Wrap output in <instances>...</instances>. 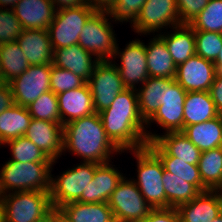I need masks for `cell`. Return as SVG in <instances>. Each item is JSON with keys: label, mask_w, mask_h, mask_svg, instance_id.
Segmentation results:
<instances>
[{"label": "cell", "mask_w": 222, "mask_h": 222, "mask_svg": "<svg viewBox=\"0 0 222 222\" xmlns=\"http://www.w3.org/2000/svg\"><path fill=\"white\" fill-rule=\"evenodd\" d=\"M99 115L107 137L121 152L147 146L148 131L139 112L136 89L126 88Z\"/></svg>", "instance_id": "obj_1"}, {"label": "cell", "mask_w": 222, "mask_h": 222, "mask_svg": "<svg viewBox=\"0 0 222 222\" xmlns=\"http://www.w3.org/2000/svg\"><path fill=\"white\" fill-rule=\"evenodd\" d=\"M63 150L68 149L83 162L108 163L110 154L121 152L107 137L99 113L68 122L63 126Z\"/></svg>", "instance_id": "obj_2"}, {"label": "cell", "mask_w": 222, "mask_h": 222, "mask_svg": "<svg viewBox=\"0 0 222 222\" xmlns=\"http://www.w3.org/2000/svg\"><path fill=\"white\" fill-rule=\"evenodd\" d=\"M55 162H16L8 160L0 171L4 194L21 191H50L52 165ZM10 192H9V191ZM14 190V191H13Z\"/></svg>", "instance_id": "obj_3"}, {"label": "cell", "mask_w": 222, "mask_h": 222, "mask_svg": "<svg viewBox=\"0 0 222 222\" xmlns=\"http://www.w3.org/2000/svg\"><path fill=\"white\" fill-rule=\"evenodd\" d=\"M0 209L4 222H45L53 206L49 192L21 191L4 194Z\"/></svg>", "instance_id": "obj_4"}, {"label": "cell", "mask_w": 222, "mask_h": 222, "mask_svg": "<svg viewBox=\"0 0 222 222\" xmlns=\"http://www.w3.org/2000/svg\"><path fill=\"white\" fill-rule=\"evenodd\" d=\"M137 160V180L133 182L139 188L144 199L152 208H166V194L162 182L164 168L160 159L146 146L131 150Z\"/></svg>", "instance_id": "obj_5"}, {"label": "cell", "mask_w": 222, "mask_h": 222, "mask_svg": "<svg viewBox=\"0 0 222 222\" xmlns=\"http://www.w3.org/2000/svg\"><path fill=\"white\" fill-rule=\"evenodd\" d=\"M99 165L92 162H82L77 167L63 172L61 176H57V179L51 177L49 195L53 208L78 201L83 190L93 179Z\"/></svg>", "instance_id": "obj_6"}, {"label": "cell", "mask_w": 222, "mask_h": 222, "mask_svg": "<svg viewBox=\"0 0 222 222\" xmlns=\"http://www.w3.org/2000/svg\"><path fill=\"white\" fill-rule=\"evenodd\" d=\"M108 12L95 11L83 26L78 44L99 61L111 60L116 50V37L108 21Z\"/></svg>", "instance_id": "obj_7"}, {"label": "cell", "mask_w": 222, "mask_h": 222, "mask_svg": "<svg viewBox=\"0 0 222 222\" xmlns=\"http://www.w3.org/2000/svg\"><path fill=\"white\" fill-rule=\"evenodd\" d=\"M115 222H140L153 209L144 199L139 188L125 176L107 201Z\"/></svg>", "instance_id": "obj_8"}, {"label": "cell", "mask_w": 222, "mask_h": 222, "mask_svg": "<svg viewBox=\"0 0 222 222\" xmlns=\"http://www.w3.org/2000/svg\"><path fill=\"white\" fill-rule=\"evenodd\" d=\"M94 12L87 3L77 8L57 10L47 28L53 51L78 44L83 26Z\"/></svg>", "instance_id": "obj_9"}, {"label": "cell", "mask_w": 222, "mask_h": 222, "mask_svg": "<svg viewBox=\"0 0 222 222\" xmlns=\"http://www.w3.org/2000/svg\"><path fill=\"white\" fill-rule=\"evenodd\" d=\"M96 113L108 108L116 96L126 89L112 60L99 61L88 80Z\"/></svg>", "instance_id": "obj_10"}, {"label": "cell", "mask_w": 222, "mask_h": 222, "mask_svg": "<svg viewBox=\"0 0 222 222\" xmlns=\"http://www.w3.org/2000/svg\"><path fill=\"white\" fill-rule=\"evenodd\" d=\"M187 92L172 78H164L162 104L146 122H156L167 132L183 130L184 100Z\"/></svg>", "instance_id": "obj_11"}, {"label": "cell", "mask_w": 222, "mask_h": 222, "mask_svg": "<svg viewBox=\"0 0 222 222\" xmlns=\"http://www.w3.org/2000/svg\"><path fill=\"white\" fill-rule=\"evenodd\" d=\"M51 70L52 64L30 65L20 76L9 82L14 103L27 107L44 92L49 91Z\"/></svg>", "instance_id": "obj_12"}, {"label": "cell", "mask_w": 222, "mask_h": 222, "mask_svg": "<svg viewBox=\"0 0 222 222\" xmlns=\"http://www.w3.org/2000/svg\"><path fill=\"white\" fill-rule=\"evenodd\" d=\"M180 24L176 0H146L132 26L136 33L145 35Z\"/></svg>", "instance_id": "obj_13"}, {"label": "cell", "mask_w": 222, "mask_h": 222, "mask_svg": "<svg viewBox=\"0 0 222 222\" xmlns=\"http://www.w3.org/2000/svg\"><path fill=\"white\" fill-rule=\"evenodd\" d=\"M116 44L113 57L120 56L121 64L116 66L120 77L128 89H137L135 84L144 83L148 78L146 47L144 43L137 39L132 40L121 52Z\"/></svg>", "instance_id": "obj_14"}, {"label": "cell", "mask_w": 222, "mask_h": 222, "mask_svg": "<svg viewBox=\"0 0 222 222\" xmlns=\"http://www.w3.org/2000/svg\"><path fill=\"white\" fill-rule=\"evenodd\" d=\"M216 75L212 61L194 55L177 65L175 81L186 92L209 91Z\"/></svg>", "instance_id": "obj_15"}, {"label": "cell", "mask_w": 222, "mask_h": 222, "mask_svg": "<svg viewBox=\"0 0 222 222\" xmlns=\"http://www.w3.org/2000/svg\"><path fill=\"white\" fill-rule=\"evenodd\" d=\"M55 162L63 152V125L32 118L24 135Z\"/></svg>", "instance_id": "obj_16"}, {"label": "cell", "mask_w": 222, "mask_h": 222, "mask_svg": "<svg viewBox=\"0 0 222 222\" xmlns=\"http://www.w3.org/2000/svg\"><path fill=\"white\" fill-rule=\"evenodd\" d=\"M57 100L63 126L75 119L95 113L92 94L88 83L82 87L57 94Z\"/></svg>", "instance_id": "obj_17"}, {"label": "cell", "mask_w": 222, "mask_h": 222, "mask_svg": "<svg viewBox=\"0 0 222 222\" xmlns=\"http://www.w3.org/2000/svg\"><path fill=\"white\" fill-rule=\"evenodd\" d=\"M108 163L100 164L96 170L93 179L78 200L82 203L107 202L110 195L118 186L124 177L120 171Z\"/></svg>", "instance_id": "obj_18"}, {"label": "cell", "mask_w": 222, "mask_h": 222, "mask_svg": "<svg viewBox=\"0 0 222 222\" xmlns=\"http://www.w3.org/2000/svg\"><path fill=\"white\" fill-rule=\"evenodd\" d=\"M181 222H212L222 213V203L213 190L200 192L177 207Z\"/></svg>", "instance_id": "obj_19"}, {"label": "cell", "mask_w": 222, "mask_h": 222, "mask_svg": "<svg viewBox=\"0 0 222 222\" xmlns=\"http://www.w3.org/2000/svg\"><path fill=\"white\" fill-rule=\"evenodd\" d=\"M22 29L47 30L55 16L51 0H20L13 8Z\"/></svg>", "instance_id": "obj_20"}, {"label": "cell", "mask_w": 222, "mask_h": 222, "mask_svg": "<svg viewBox=\"0 0 222 222\" xmlns=\"http://www.w3.org/2000/svg\"><path fill=\"white\" fill-rule=\"evenodd\" d=\"M79 44L71 45L65 48L55 49L53 51L52 65L69 70L75 75L82 77L88 82L93 70L99 60Z\"/></svg>", "instance_id": "obj_21"}, {"label": "cell", "mask_w": 222, "mask_h": 222, "mask_svg": "<svg viewBox=\"0 0 222 222\" xmlns=\"http://www.w3.org/2000/svg\"><path fill=\"white\" fill-rule=\"evenodd\" d=\"M16 41L30 65L52 64L53 49L47 30L23 29Z\"/></svg>", "instance_id": "obj_22"}, {"label": "cell", "mask_w": 222, "mask_h": 222, "mask_svg": "<svg viewBox=\"0 0 222 222\" xmlns=\"http://www.w3.org/2000/svg\"><path fill=\"white\" fill-rule=\"evenodd\" d=\"M147 141H155L174 160L188 161L197 165L201 151L181 132H167L157 135L147 132Z\"/></svg>", "instance_id": "obj_23"}, {"label": "cell", "mask_w": 222, "mask_h": 222, "mask_svg": "<svg viewBox=\"0 0 222 222\" xmlns=\"http://www.w3.org/2000/svg\"><path fill=\"white\" fill-rule=\"evenodd\" d=\"M209 91L187 92L184 100L183 128L218 117Z\"/></svg>", "instance_id": "obj_24"}, {"label": "cell", "mask_w": 222, "mask_h": 222, "mask_svg": "<svg viewBox=\"0 0 222 222\" xmlns=\"http://www.w3.org/2000/svg\"><path fill=\"white\" fill-rule=\"evenodd\" d=\"M146 47L149 77L175 78L177 65L174 63L165 41L158 35Z\"/></svg>", "instance_id": "obj_25"}, {"label": "cell", "mask_w": 222, "mask_h": 222, "mask_svg": "<svg viewBox=\"0 0 222 222\" xmlns=\"http://www.w3.org/2000/svg\"><path fill=\"white\" fill-rule=\"evenodd\" d=\"M181 132L201 152L222 147V115L203 123L185 126Z\"/></svg>", "instance_id": "obj_26"}, {"label": "cell", "mask_w": 222, "mask_h": 222, "mask_svg": "<svg viewBox=\"0 0 222 222\" xmlns=\"http://www.w3.org/2000/svg\"><path fill=\"white\" fill-rule=\"evenodd\" d=\"M173 33L159 36L165 41L174 63L179 65L196 55L194 29L189 24H180L172 28Z\"/></svg>", "instance_id": "obj_27"}, {"label": "cell", "mask_w": 222, "mask_h": 222, "mask_svg": "<svg viewBox=\"0 0 222 222\" xmlns=\"http://www.w3.org/2000/svg\"><path fill=\"white\" fill-rule=\"evenodd\" d=\"M147 147L160 159L164 171L193 184L200 192L208 190L202 183L198 165L189 164L188 161L174 160V157L169 156L155 141L148 142Z\"/></svg>", "instance_id": "obj_28"}, {"label": "cell", "mask_w": 222, "mask_h": 222, "mask_svg": "<svg viewBox=\"0 0 222 222\" xmlns=\"http://www.w3.org/2000/svg\"><path fill=\"white\" fill-rule=\"evenodd\" d=\"M59 209L70 222H115L107 202L82 203L76 201L60 206Z\"/></svg>", "instance_id": "obj_29"}, {"label": "cell", "mask_w": 222, "mask_h": 222, "mask_svg": "<svg viewBox=\"0 0 222 222\" xmlns=\"http://www.w3.org/2000/svg\"><path fill=\"white\" fill-rule=\"evenodd\" d=\"M32 117L27 107L14 104L0 114V146L9 140L24 136Z\"/></svg>", "instance_id": "obj_30"}, {"label": "cell", "mask_w": 222, "mask_h": 222, "mask_svg": "<svg viewBox=\"0 0 222 222\" xmlns=\"http://www.w3.org/2000/svg\"><path fill=\"white\" fill-rule=\"evenodd\" d=\"M29 66L17 41L0 44V73L6 83L20 76Z\"/></svg>", "instance_id": "obj_31"}, {"label": "cell", "mask_w": 222, "mask_h": 222, "mask_svg": "<svg viewBox=\"0 0 222 222\" xmlns=\"http://www.w3.org/2000/svg\"><path fill=\"white\" fill-rule=\"evenodd\" d=\"M136 90L139 112L142 119L147 122L162 104L164 78L149 77Z\"/></svg>", "instance_id": "obj_32"}, {"label": "cell", "mask_w": 222, "mask_h": 222, "mask_svg": "<svg viewBox=\"0 0 222 222\" xmlns=\"http://www.w3.org/2000/svg\"><path fill=\"white\" fill-rule=\"evenodd\" d=\"M162 182L166 194V208H177L180 204L191 201L200 193L193 184L166 171H164Z\"/></svg>", "instance_id": "obj_33"}, {"label": "cell", "mask_w": 222, "mask_h": 222, "mask_svg": "<svg viewBox=\"0 0 222 222\" xmlns=\"http://www.w3.org/2000/svg\"><path fill=\"white\" fill-rule=\"evenodd\" d=\"M197 165L203 185L214 190L222 180V147L201 152Z\"/></svg>", "instance_id": "obj_34"}, {"label": "cell", "mask_w": 222, "mask_h": 222, "mask_svg": "<svg viewBox=\"0 0 222 222\" xmlns=\"http://www.w3.org/2000/svg\"><path fill=\"white\" fill-rule=\"evenodd\" d=\"M189 25L194 31L222 33V0H210Z\"/></svg>", "instance_id": "obj_35"}, {"label": "cell", "mask_w": 222, "mask_h": 222, "mask_svg": "<svg viewBox=\"0 0 222 222\" xmlns=\"http://www.w3.org/2000/svg\"><path fill=\"white\" fill-rule=\"evenodd\" d=\"M27 110L34 119L61 123L57 95L51 90L44 92L30 103Z\"/></svg>", "instance_id": "obj_36"}, {"label": "cell", "mask_w": 222, "mask_h": 222, "mask_svg": "<svg viewBox=\"0 0 222 222\" xmlns=\"http://www.w3.org/2000/svg\"><path fill=\"white\" fill-rule=\"evenodd\" d=\"M5 144L10 146L12 152L11 161L16 162H53L40 148L25 136H21L7 141Z\"/></svg>", "instance_id": "obj_37"}, {"label": "cell", "mask_w": 222, "mask_h": 222, "mask_svg": "<svg viewBox=\"0 0 222 222\" xmlns=\"http://www.w3.org/2000/svg\"><path fill=\"white\" fill-rule=\"evenodd\" d=\"M196 55L214 62L222 48V33L194 31Z\"/></svg>", "instance_id": "obj_38"}, {"label": "cell", "mask_w": 222, "mask_h": 222, "mask_svg": "<svg viewBox=\"0 0 222 222\" xmlns=\"http://www.w3.org/2000/svg\"><path fill=\"white\" fill-rule=\"evenodd\" d=\"M50 78V90L56 95L64 91L82 87L87 83L82 77L75 75L73 72L54 65H52Z\"/></svg>", "instance_id": "obj_39"}, {"label": "cell", "mask_w": 222, "mask_h": 222, "mask_svg": "<svg viewBox=\"0 0 222 222\" xmlns=\"http://www.w3.org/2000/svg\"><path fill=\"white\" fill-rule=\"evenodd\" d=\"M22 30L13 9L0 8V44L16 41Z\"/></svg>", "instance_id": "obj_40"}, {"label": "cell", "mask_w": 222, "mask_h": 222, "mask_svg": "<svg viewBox=\"0 0 222 222\" xmlns=\"http://www.w3.org/2000/svg\"><path fill=\"white\" fill-rule=\"evenodd\" d=\"M146 0H116L114 6L109 10L108 14L115 21L135 22L141 8L143 7Z\"/></svg>", "instance_id": "obj_41"}, {"label": "cell", "mask_w": 222, "mask_h": 222, "mask_svg": "<svg viewBox=\"0 0 222 222\" xmlns=\"http://www.w3.org/2000/svg\"><path fill=\"white\" fill-rule=\"evenodd\" d=\"M210 0H176L181 24L191 23Z\"/></svg>", "instance_id": "obj_42"}, {"label": "cell", "mask_w": 222, "mask_h": 222, "mask_svg": "<svg viewBox=\"0 0 222 222\" xmlns=\"http://www.w3.org/2000/svg\"><path fill=\"white\" fill-rule=\"evenodd\" d=\"M140 222H181L177 208H153Z\"/></svg>", "instance_id": "obj_43"}, {"label": "cell", "mask_w": 222, "mask_h": 222, "mask_svg": "<svg viewBox=\"0 0 222 222\" xmlns=\"http://www.w3.org/2000/svg\"><path fill=\"white\" fill-rule=\"evenodd\" d=\"M209 93L220 115H222V73L216 72Z\"/></svg>", "instance_id": "obj_44"}, {"label": "cell", "mask_w": 222, "mask_h": 222, "mask_svg": "<svg viewBox=\"0 0 222 222\" xmlns=\"http://www.w3.org/2000/svg\"><path fill=\"white\" fill-rule=\"evenodd\" d=\"M14 104L15 103L11 86L8 83H6L0 89V114L1 112L13 106Z\"/></svg>", "instance_id": "obj_45"}, {"label": "cell", "mask_w": 222, "mask_h": 222, "mask_svg": "<svg viewBox=\"0 0 222 222\" xmlns=\"http://www.w3.org/2000/svg\"><path fill=\"white\" fill-rule=\"evenodd\" d=\"M116 0H86V3L95 11L109 12Z\"/></svg>", "instance_id": "obj_46"}, {"label": "cell", "mask_w": 222, "mask_h": 222, "mask_svg": "<svg viewBox=\"0 0 222 222\" xmlns=\"http://www.w3.org/2000/svg\"><path fill=\"white\" fill-rule=\"evenodd\" d=\"M51 1L53 2L56 11L69 8H77L86 4V0H51Z\"/></svg>", "instance_id": "obj_47"}, {"label": "cell", "mask_w": 222, "mask_h": 222, "mask_svg": "<svg viewBox=\"0 0 222 222\" xmlns=\"http://www.w3.org/2000/svg\"><path fill=\"white\" fill-rule=\"evenodd\" d=\"M48 222H70L66 215L59 209L53 208L47 217Z\"/></svg>", "instance_id": "obj_48"}, {"label": "cell", "mask_w": 222, "mask_h": 222, "mask_svg": "<svg viewBox=\"0 0 222 222\" xmlns=\"http://www.w3.org/2000/svg\"><path fill=\"white\" fill-rule=\"evenodd\" d=\"M216 68V72L222 73V48L217 56V59L213 62Z\"/></svg>", "instance_id": "obj_49"}, {"label": "cell", "mask_w": 222, "mask_h": 222, "mask_svg": "<svg viewBox=\"0 0 222 222\" xmlns=\"http://www.w3.org/2000/svg\"><path fill=\"white\" fill-rule=\"evenodd\" d=\"M20 0H0V8H3L10 5V9H13L15 4Z\"/></svg>", "instance_id": "obj_50"}, {"label": "cell", "mask_w": 222, "mask_h": 222, "mask_svg": "<svg viewBox=\"0 0 222 222\" xmlns=\"http://www.w3.org/2000/svg\"><path fill=\"white\" fill-rule=\"evenodd\" d=\"M213 191L217 194V196L219 197L220 202L222 203V180L215 187V189Z\"/></svg>", "instance_id": "obj_51"}, {"label": "cell", "mask_w": 222, "mask_h": 222, "mask_svg": "<svg viewBox=\"0 0 222 222\" xmlns=\"http://www.w3.org/2000/svg\"><path fill=\"white\" fill-rule=\"evenodd\" d=\"M6 84V82L4 81L2 74L0 73V89Z\"/></svg>", "instance_id": "obj_52"}, {"label": "cell", "mask_w": 222, "mask_h": 222, "mask_svg": "<svg viewBox=\"0 0 222 222\" xmlns=\"http://www.w3.org/2000/svg\"><path fill=\"white\" fill-rule=\"evenodd\" d=\"M212 222H222V213L217 216Z\"/></svg>", "instance_id": "obj_53"}, {"label": "cell", "mask_w": 222, "mask_h": 222, "mask_svg": "<svg viewBox=\"0 0 222 222\" xmlns=\"http://www.w3.org/2000/svg\"><path fill=\"white\" fill-rule=\"evenodd\" d=\"M0 222H4V216L1 209H0Z\"/></svg>", "instance_id": "obj_54"}, {"label": "cell", "mask_w": 222, "mask_h": 222, "mask_svg": "<svg viewBox=\"0 0 222 222\" xmlns=\"http://www.w3.org/2000/svg\"><path fill=\"white\" fill-rule=\"evenodd\" d=\"M3 195H4V193H3L2 189H1V185H0V202H1Z\"/></svg>", "instance_id": "obj_55"}]
</instances>
